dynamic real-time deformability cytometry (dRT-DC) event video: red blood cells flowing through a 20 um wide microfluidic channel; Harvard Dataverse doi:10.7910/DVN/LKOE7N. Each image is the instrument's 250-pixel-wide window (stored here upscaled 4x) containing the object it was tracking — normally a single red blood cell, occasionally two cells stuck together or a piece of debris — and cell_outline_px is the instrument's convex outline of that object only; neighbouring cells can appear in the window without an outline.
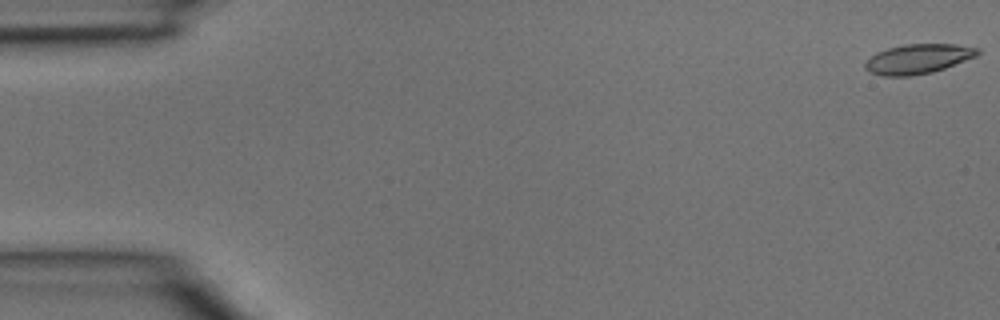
{"species": "common noctule bat (a hibernating species)", "species_latin": "Nyctalus noctula", "temperature_condition": "room temperature", "stored_images_in_passage": 5, "segment_of_instrument_passage": [1, 2], "camera_frame_rate_fps": 3000, "um_per_image_px": 0.085, "animal": {"sex": "male", "body_mass_g": 15.6}, "frame": {"image": 1, "passage_image": 1, "time_ms": 0.0, "image_size_px": [1000, 320], "cell_outline_px": [[980, 52], [976, 56], [944, 68], [932, 72], [912, 76], [880, 76], [868, 72], [864, 68], [864, 64], [876, 52], [888, 48], [904, 44], [956, 44], [980, 48]], "centroid_in_image_um": [78.01, 5.01], "position_along_channel_um": 7.0, "area_um2": 19.48}}